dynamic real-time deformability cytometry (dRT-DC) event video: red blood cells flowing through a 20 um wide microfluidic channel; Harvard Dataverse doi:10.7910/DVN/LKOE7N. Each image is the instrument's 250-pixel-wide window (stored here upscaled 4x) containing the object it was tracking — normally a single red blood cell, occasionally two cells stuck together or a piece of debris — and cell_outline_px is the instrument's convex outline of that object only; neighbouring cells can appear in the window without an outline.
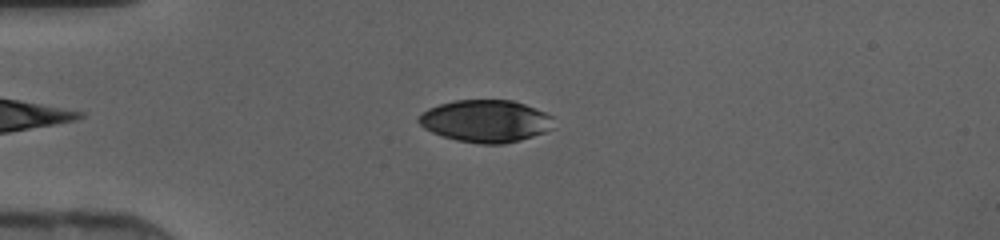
{"species": "human", "species_latin": "Homo sapiens", "temperature_condition": "cold", "stored_images_in_passage": 42, "camera_frame_rate_fps": 3000, "um_per_image_px": 0.085, "donor": {"sex": "female"}, "frame": {"image": 1, "passage_image": 8, "time_ms": 2.333, "image_size_px": [1000, 240], "cell_outline_px": [[552, 128], [544, 132], [520, 140], [504, 144], [480, 144], [456, 140], [432, 132], [424, 128], [416, 120], [428, 108], [440, 104], [456, 100], [512, 100], [524, 104], [544, 112], [552, 116]], "centroid_in_image_um": [41.27, 10.29], "position_along_channel_um": 43.7, "area_um2": 33.0}}
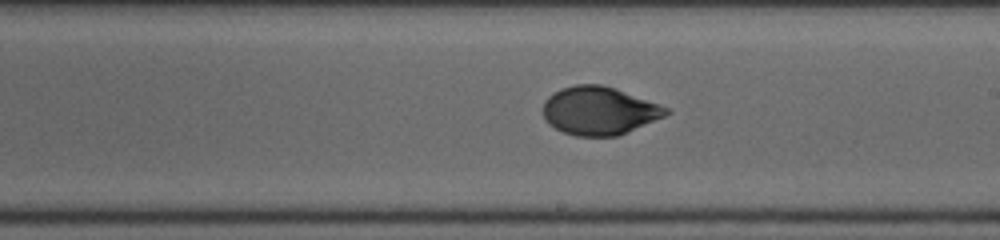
{"frame": {"image": 2, "passage_image": 23, "time_ms": 7.333, "image_size_px": [1000, 240], "cell_outline_px": [[672, 112], [664, 116], [616, 136], [576, 136], [564, 132], [548, 124], [544, 116], [544, 100], [548, 96], [560, 88], [576, 84], [600, 84], [660, 104], [668, 108]], "centroid_in_image_um": [50.9, 9.41], "position_along_channel_um": 238.1, "area_um2": 34.1}}
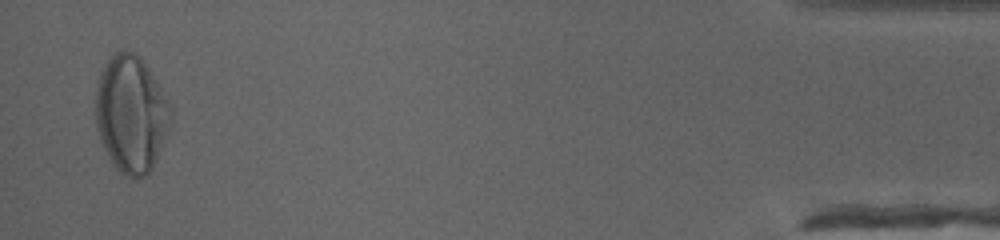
{"frame": {"image": 3, "passage_image": 41, "time_ms": 13.333, "image_size_px": [1000, 240], "cell_outline_px": [[168, 124], [152, 168], [144, 176], [136, 180], [124, 176], [112, 164], [100, 140], [96, 124], [96, 80], [104, 64], [116, 52], [124, 48], [140, 56], [148, 68], [164, 100]], "centroid_in_image_um": [11.03, 9.69], "position_along_channel_um": 424.2, "area_um2": 49.65}}